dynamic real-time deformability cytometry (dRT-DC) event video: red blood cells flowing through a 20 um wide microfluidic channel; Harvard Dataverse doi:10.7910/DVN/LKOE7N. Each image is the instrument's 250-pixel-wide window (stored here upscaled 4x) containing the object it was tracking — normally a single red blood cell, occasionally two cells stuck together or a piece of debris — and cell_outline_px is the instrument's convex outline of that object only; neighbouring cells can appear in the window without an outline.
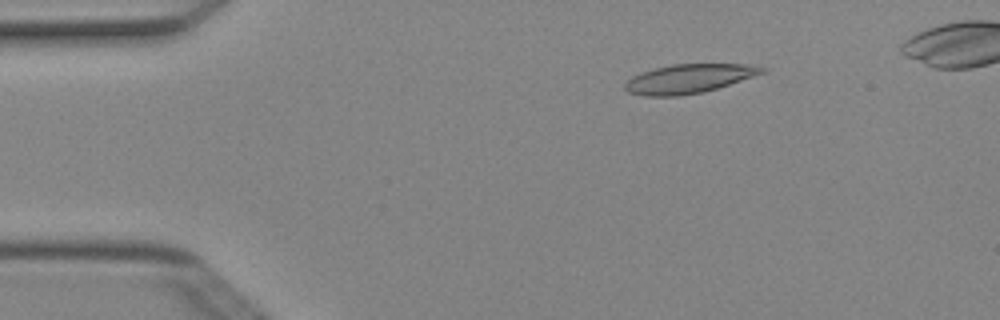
{"species": "Egyptian fruit bat (a non-hibernating species)", "species_latin": "Rousettus aegyptiacus", "temperature_condition": "cold", "stored_images_in_passage": 6, "camera_frame_rate_fps": 3000, "um_per_image_px": 0.085, "animal": {"sex": "female"}, "frame": {"image": 1, "passage_image": 3, "time_ms": 0.667, "image_size_px": [1000, 320], "cell_outline_px": [[768, 68], [764, 72], [704, 92], [680, 96], [644, 96], [628, 92], [624, 88], [624, 84], [632, 76], [640, 72], [672, 64], [744, 64]], "centroid_in_image_um": [58.49, 6.69], "position_along_channel_um": 26.5, "area_um2": 22.95}}
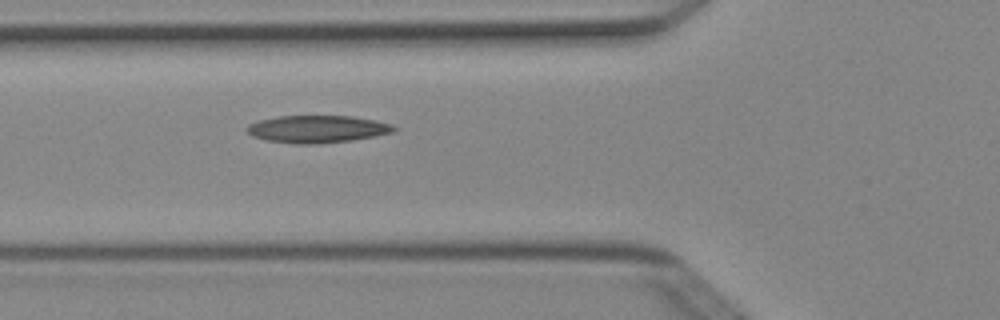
{"frame": {"image": 2, "passage_image": 6, "time_ms": 1.667, "image_size_px": [1000, 320], "cell_outline_px": [[396, 128], [392, 132], [352, 140], [312, 144], [296, 144], [268, 140], [252, 136], [244, 128], [248, 124], [260, 120], [280, 116], [352, 116], [376, 120], [392, 124]], "centroid_in_image_um": [26.94, 10.96], "position_along_channel_um": 98.9, "area_um2": 23.24}}